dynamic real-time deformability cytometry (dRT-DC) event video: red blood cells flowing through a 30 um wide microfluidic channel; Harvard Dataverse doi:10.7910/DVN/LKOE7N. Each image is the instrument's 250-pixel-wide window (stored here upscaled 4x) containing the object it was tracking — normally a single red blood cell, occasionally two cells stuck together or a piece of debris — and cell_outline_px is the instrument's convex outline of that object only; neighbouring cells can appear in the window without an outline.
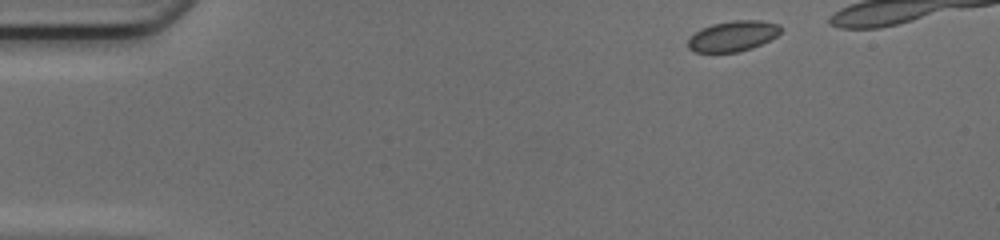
{"species": "common noctule bat (a hibernating species)", "species_latin": "Nyctalus noctula", "temperature_condition": "cold", "stored_images_in_passage": 37, "camera_frame_rate_fps": 3000, "um_per_image_px": 0.085, "animal": {"sex": "female", "body_mass_g": 17.0, "forearm_length_mm": 48.0}, "frame": {"image": 1, "passage_image": 1, "time_ms": 0.0, "image_size_px": [1000, 240], "cell_outline_px": [[780, 32], [776, 36], [752, 48], [736, 52], [696, 52], [688, 48], [688, 40], [700, 28], [712, 24], [732, 20], [760, 20], [780, 24]], "centroid_in_image_um": [62.29, 3.05], "position_along_channel_um": 22.7, "area_um2": 16.36}}
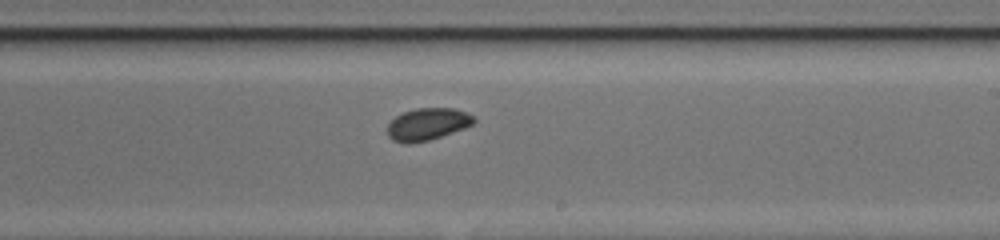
{"frame": {"image": 2, "passage_image": 24, "time_ms": 7.667, "image_size_px": [1000, 240], "cell_outline_px": [[476, 120], [472, 124], [464, 128], [428, 140], [408, 144], [392, 140], [388, 136], [388, 124], [396, 116], [404, 112], [416, 108], [456, 108], [472, 116]], "centroid_in_image_um": [36.31, 10.55], "position_along_channel_um": 252.7, "area_um2": 15.95}}
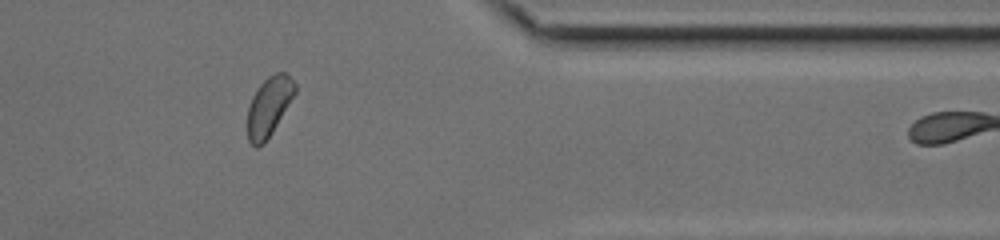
{"frame": {"image": 3, "passage_image": 35, "time_ms": 11.333, "image_size_px": [1000, 240], "cell_outline_px": [[296, 92], [272, 132], [264, 144], [256, 148], [248, 140], [248, 108], [252, 96], [256, 88], [268, 76], [276, 72], [284, 72], [296, 84]], "centroid_in_image_um": [22.85, 9.04], "position_along_channel_um": 388.6, "area_um2": 16.24}}